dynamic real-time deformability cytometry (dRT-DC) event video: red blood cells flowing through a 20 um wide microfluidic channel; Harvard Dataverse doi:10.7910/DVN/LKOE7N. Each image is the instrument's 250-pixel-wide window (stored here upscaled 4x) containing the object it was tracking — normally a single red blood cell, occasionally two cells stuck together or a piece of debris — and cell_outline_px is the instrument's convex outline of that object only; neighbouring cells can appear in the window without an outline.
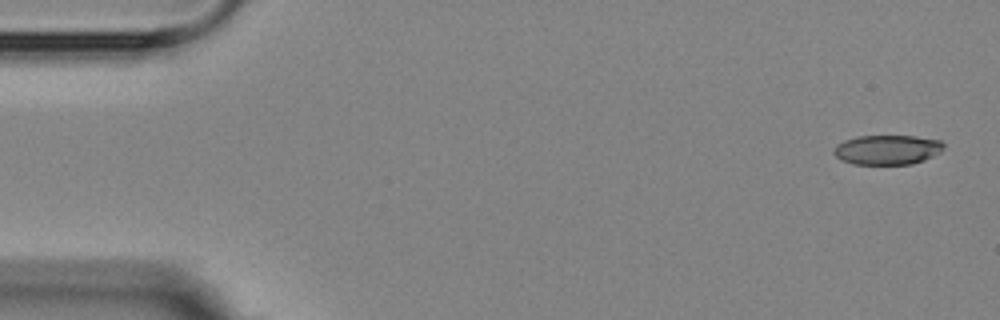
{"species": "Egyptian fruit bat (a non-hibernating species)", "species_latin": "Rousettus aegyptiacus", "temperature_condition": "room temperature", "stored_images_in_passage": 5, "camera_frame_rate_fps": 3000, "um_per_image_px": 0.085, "animal": {"sex": "female"}, "frame": {"image": 1, "passage_image": 1, "time_ms": 0.0, "image_size_px": [1000, 320], "cell_outline_px": [[944, 148], [940, 152], [924, 160], [912, 164], [852, 164], [840, 160], [832, 152], [836, 144], [844, 140], [856, 136], [916, 136], [940, 140], [944, 144]], "centroid_in_image_um": [75.39, 12.72], "position_along_channel_um": 9.6, "area_um2": 19.13}}
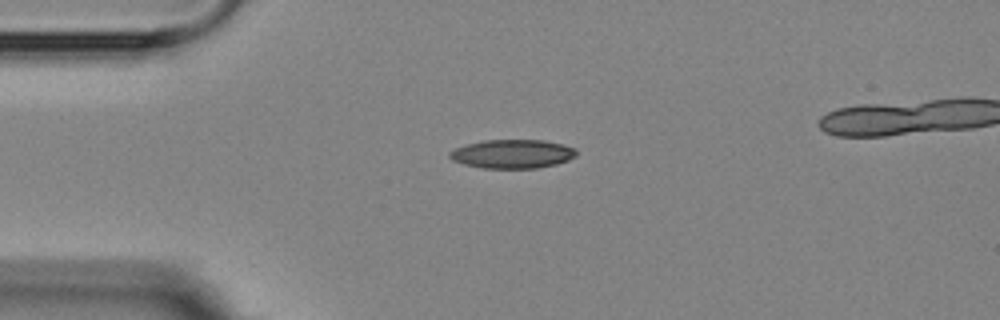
{"frame": {"image": 2, "passage_image": 4, "time_ms": 3.667, "image_size_px": [1000, 320], "cell_outline_px": [[576, 156], [568, 160], [556, 164], [536, 168], [484, 168], [464, 164], [452, 160], [448, 156], [448, 152], [456, 148], [468, 144], [484, 140], [544, 140], [564, 144], [576, 148]], "centroid_in_image_um": [43.57, 13.08], "position_along_channel_um": 41.4, "area_um2": 21.27}}